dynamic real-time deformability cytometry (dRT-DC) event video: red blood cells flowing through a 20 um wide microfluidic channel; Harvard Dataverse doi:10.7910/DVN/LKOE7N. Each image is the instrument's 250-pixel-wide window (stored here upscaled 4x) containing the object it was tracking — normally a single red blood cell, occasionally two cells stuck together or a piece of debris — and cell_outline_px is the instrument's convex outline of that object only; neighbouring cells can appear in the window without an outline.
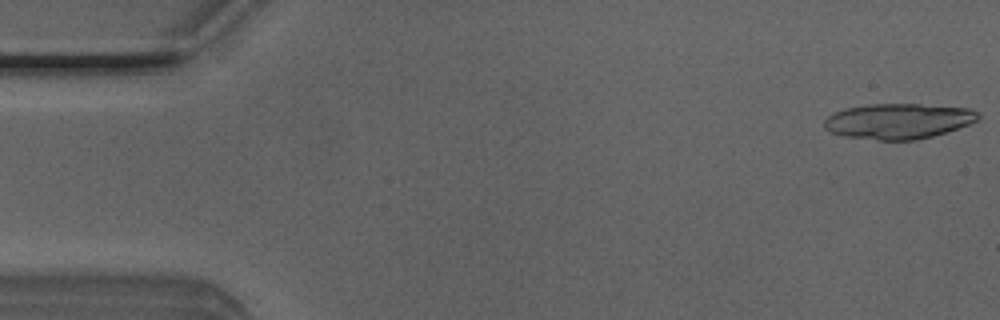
{"species": "Egyptian fruit bat (a non-hibernating species)", "species_latin": "Rousettus aegyptiacus", "temperature_condition": "room temperature", "stored_images_in_passage": 16, "camera_frame_rate_fps": 3000, "um_per_image_px": 0.085, "animal": {"sex": "male"}, "frame": {"image": 1, "passage_image": 1, "time_ms": 0.0, "image_size_px": [1000, 320], "cell_outline_px": [[980, 116], [976, 120], [968, 124], [932, 136], [916, 140], [880, 140], [844, 136], [832, 132], [824, 128], [824, 120], [832, 112], [844, 108], [868, 104], [920, 104], [972, 108], [980, 112]], "centroid_in_image_um": [76.34, 10.28], "position_along_channel_um": 8.7, "area_um2": 31.79}}